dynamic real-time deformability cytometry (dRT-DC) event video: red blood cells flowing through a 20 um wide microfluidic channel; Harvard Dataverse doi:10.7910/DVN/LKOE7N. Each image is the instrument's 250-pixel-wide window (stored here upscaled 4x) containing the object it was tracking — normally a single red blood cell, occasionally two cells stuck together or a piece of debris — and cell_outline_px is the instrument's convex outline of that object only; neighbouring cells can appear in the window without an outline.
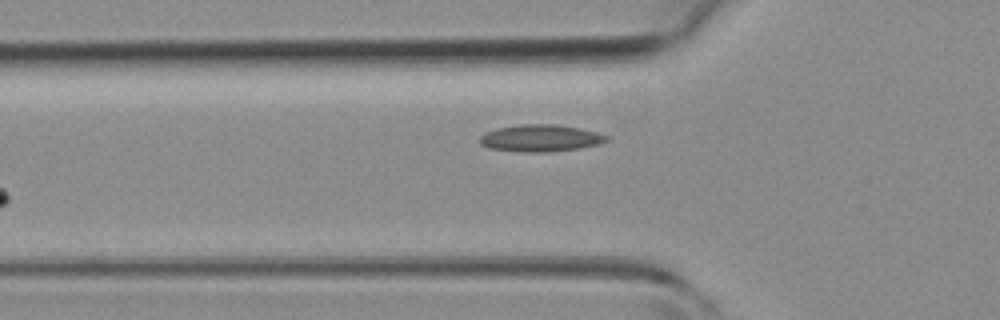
{"species": "common noctule bat (a hibernating species)", "species_latin": "Nyctalus noctula", "temperature_condition": "room temperature", "stored_images_in_passage": 4, "camera_frame_rate_fps": 3000, "um_per_image_px": 0.085, "animal": {"sex": "female", "body_mass_g": 19.3, "forearm_length_mm": 54.1}, "frame": {"image": 1, "passage_image": 4, "time_ms": 3.667, "image_size_px": [1000, 320], "cell_outline_px": [[612, 140], [600, 144], [580, 148], [544, 152], [528, 152], [488, 148], [480, 144], [480, 136], [488, 132], [500, 128], [520, 124], [556, 124], [580, 128], [596, 132], [608, 136]], "centroid_in_image_um": [46.01, 11.74], "position_along_channel_um": 79.8, "area_um2": 19.83}}